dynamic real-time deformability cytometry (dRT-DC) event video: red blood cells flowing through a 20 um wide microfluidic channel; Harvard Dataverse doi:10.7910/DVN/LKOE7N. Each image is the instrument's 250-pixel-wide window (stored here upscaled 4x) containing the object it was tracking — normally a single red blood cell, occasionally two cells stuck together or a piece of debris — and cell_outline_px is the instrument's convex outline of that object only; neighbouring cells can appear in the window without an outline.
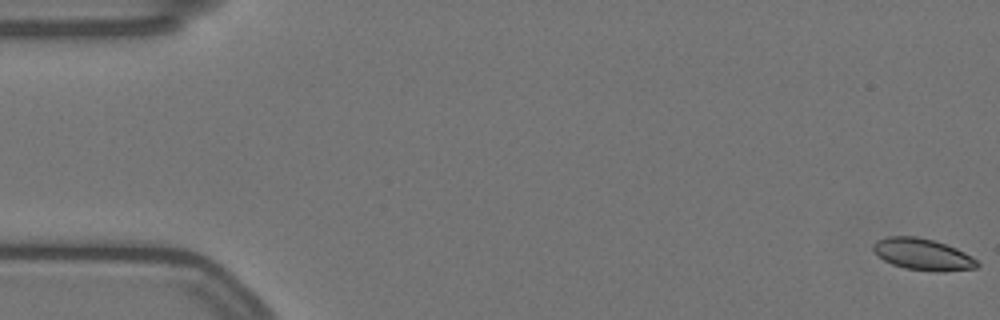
{"species": "Egyptian fruit bat (a non-hibernating species)", "species_latin": "Rousettus aegyptiacus", "temperature_condition": "warm", "stored_images_in_passage": 58, "camera_frame_rate_fps": 3000, "um_per_image_px": 0.085, "animal": {"sex": "female"}, "frame": {"image": 1, "passage_image": 1, "time_ms": 0.0, "image_size_px": [1000, 320], "cell_outline_px": [[980, 264], [976, 268], [944, 272], [936, 272], [904, 268], [892, 264], [884, 260], [872, 248], [872, 244], [876, 240], [888, 236], [916, 236], [932, 240], [956, 248], [972, 256]], "centroid_in_image_um": [78.44, 21.63], "position_along_channel_um": 6.6, "area_um2": 19.13}}
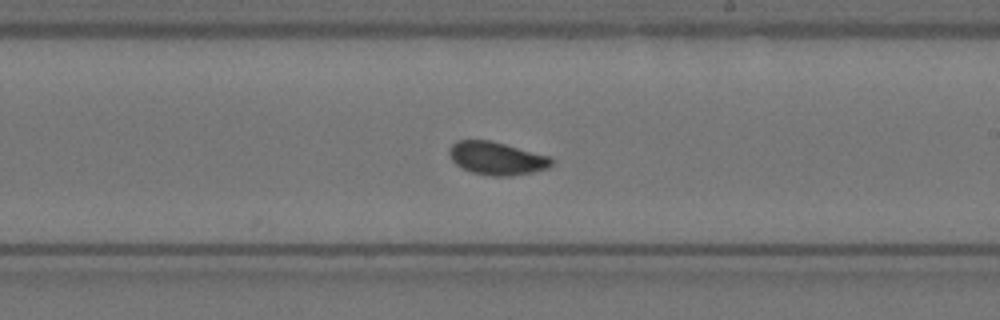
{"frame": {"image": 2, "passage_image": 34, "time_ms": 11.0, "image_size_px": [1000, 320], "cell_outline_px": [[556, 160], [548, 168], [532, 172], [512, 176], [492, 176], [472, 172], [456, 164], [452, 160], [448, 152], [448, 148], [456, 140], [488, 140], [552, 156]], "centroid_in_image_um": [42.25, 13.45], "position_along_channel_um": 246.7, "area_um2": 19.77}}
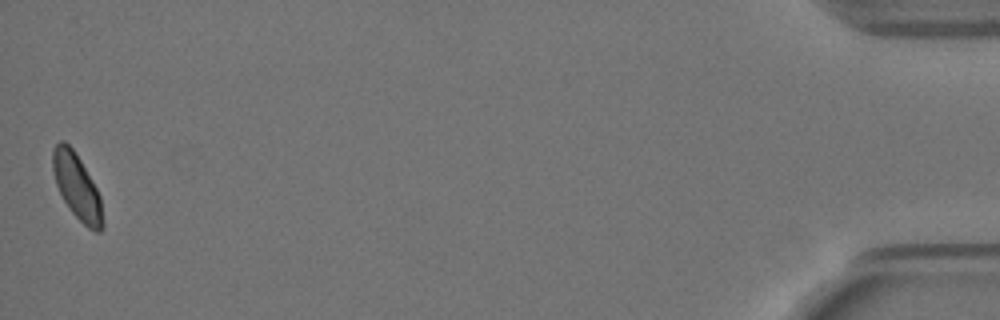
{"frame": {"image": 3, "passage_image": 58, "time_ms": 19.0, "image_size_px": [1000, 320], "cell_outline_px": [[104, 228], [100, 232], [96, 232], [88, 228], [68, 208], [56, 184], [52, 168], [52, 148], [60, 140], [64, 140], [72, 148], [80, 160], [96, 188], [100, 196], [104, 220]], "centroid_in_image_um": [6.54, 15.88], "position_along_channel_um": 428.7, "area_um2": 18.96}, "authors_computed_cell_mechanics": {"area_um2": 19.3341, "velocity_mm_per_s": 3.4961, "shape_relaxation_time_tau1_ms": null, "shape_relaxation_time_tau2_ms": 1.4009, "deformation_change_tau1": null, "deformation_change_tau2": 0.0534}}